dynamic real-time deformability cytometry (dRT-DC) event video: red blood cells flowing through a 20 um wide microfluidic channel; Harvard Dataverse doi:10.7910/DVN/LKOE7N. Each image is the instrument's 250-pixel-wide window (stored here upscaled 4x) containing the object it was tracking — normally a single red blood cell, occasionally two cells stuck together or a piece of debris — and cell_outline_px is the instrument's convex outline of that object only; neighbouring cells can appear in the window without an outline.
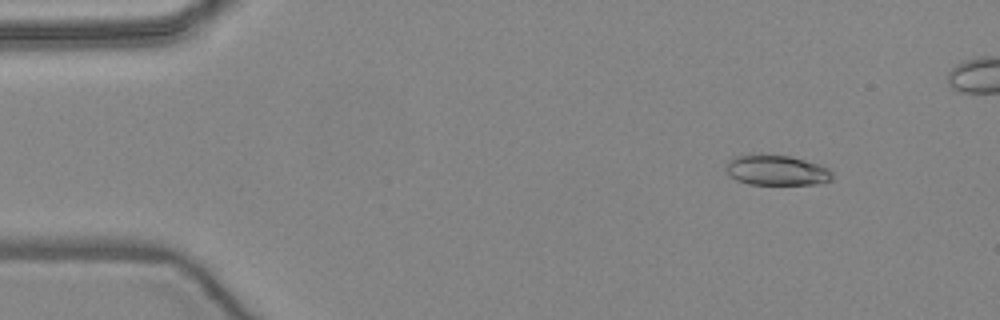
{"species": "common noctule bat (a hibernating species)", "species_latin": "Nyctalus noctula", "temperature_condition": "warm", "stored_images_in_passage": 5, "camera_frame_rate_fps": 3000, "um_per_image_px": 0.085, "animal": {"sex": "female", "body_mass_g": 24.6, "forearm_length_mm": 56.2}, "frame": {"image": 1, "passage_image": 1, "time_ms": 0.0, "image_size_px": [1000, 320], "cell_outline_px": [[832, 176], [828, 180], [816, 184], [748, 184], [736, 180], [728, 172], [724, 164], [728, 160], [736, 156], [760, 152], [792, 156], [820, 164], [828, 168], [832, 172]], "centroid_in_image_um": [65.97, 14.43], "position_along_channel_um": 19.0, "area_um2": 19.13}}
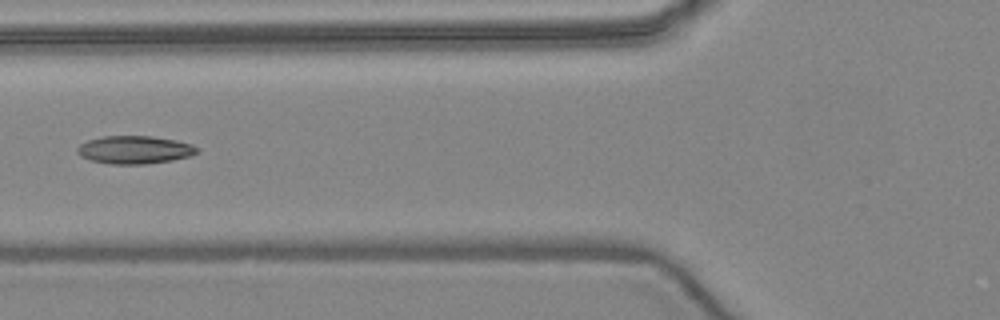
{"frame": {"image": 2, "passage_image": 4, "time_ms": 4.667, "image_size_px": [1000, 320], "cell_outline_px": [[200, 152], [188, 156], [172, 160], [144, 164], [108, 164], [92, 160], [80, 156], [76, 152], [76, 148], [80, 144], [88, 140], [104, 136], [152, 136], [176, 140], [192, 144], [200, 148]], "centroid_in_image_um": [11.45, 12.73], "position_along_channel_um": 114.3, "area_um2": 19.59}}
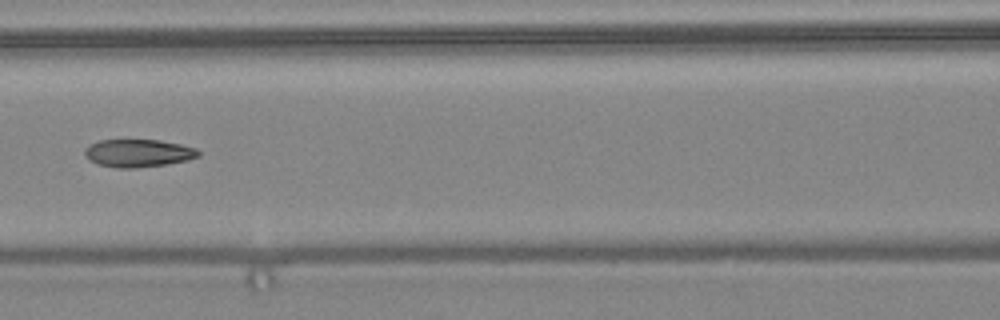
{"frame": {"image": 3, "passage_image": 5, "time_ms": 5.667, "image_size_px": [1000, 320], "cell_outline_px": [[200, 156], [188, 160], [168, 164], [136, 168], [116, 168], [96, 164], [88, 160], [84, 156], [84, 148], [88, 144], [100, 140], [160, 140], [180, 144], [196, 148], [200, 152]], "centroid_in_image_um": [11.71, 13.02], "position_along_channel_um": 154.9, "area_um2": 18.73}}